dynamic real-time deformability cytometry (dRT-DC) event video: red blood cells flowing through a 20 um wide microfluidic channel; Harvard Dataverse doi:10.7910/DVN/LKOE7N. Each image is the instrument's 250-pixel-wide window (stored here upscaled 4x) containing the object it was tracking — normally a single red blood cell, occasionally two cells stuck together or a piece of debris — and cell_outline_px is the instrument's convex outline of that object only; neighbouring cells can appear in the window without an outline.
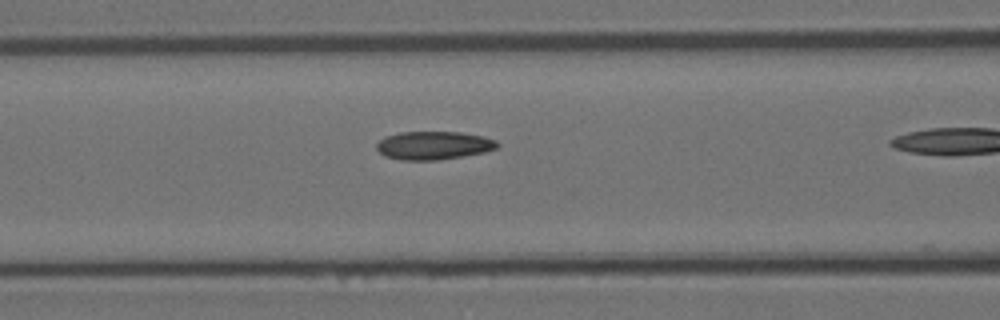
{"species": "Egyptian fruit bat (a non-hibernating species)", "species_latin": "Rousettus aegyptiacus", "temperature_condition": "room temperature", "stored_images_in_passage": 28, "camera_frame_rate_fps": 3000, "um_per_image_px": 0.085, "animal": {"sex": "female"}, "frame": {"image": 1, "passage_image": 20, "time_ms": 6.333, "image_size_px": [1000, 320], "cell_outline_px": [[500, 144], [496, 148], [484, 152], [436, 160], [400, 160], [384, 156], [376, 148], [376, 144], [384, 136], [400, 132], [460, 132], [484, 136], [496, 140]], "centroid_in_image_um": [36.83, 12.35], "position_along_channel_um": 129.8, "area_um2": 19.88}}
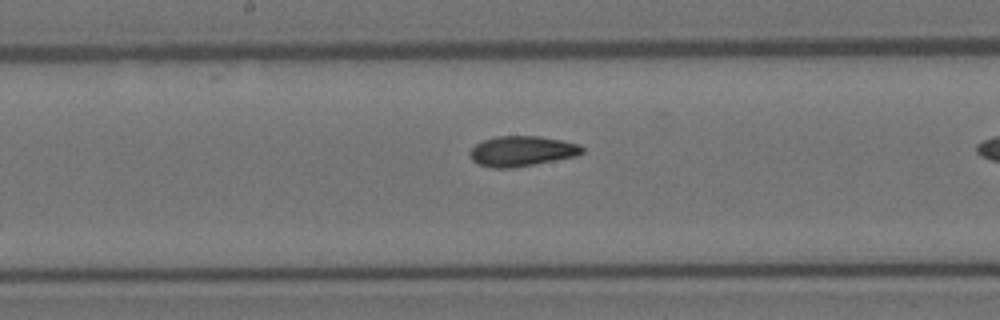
{"frame": {"image": 2, "passage_image": 26, "time_ms": 8.333, "image_size_px": [1000, 320], "cell_outline_px": [[584, 152], [580, 156], [512, 168], [492, 168], [476, 164], [472, 160], [468, 152], [476, 144], [484, 140], [496, 136], [540, 136], [580, 144], [584, 148]], "centroid_in_image_um": [44.38, 12.85], "position_along_channel_um": 203.8, "area_um2": 20.06}}